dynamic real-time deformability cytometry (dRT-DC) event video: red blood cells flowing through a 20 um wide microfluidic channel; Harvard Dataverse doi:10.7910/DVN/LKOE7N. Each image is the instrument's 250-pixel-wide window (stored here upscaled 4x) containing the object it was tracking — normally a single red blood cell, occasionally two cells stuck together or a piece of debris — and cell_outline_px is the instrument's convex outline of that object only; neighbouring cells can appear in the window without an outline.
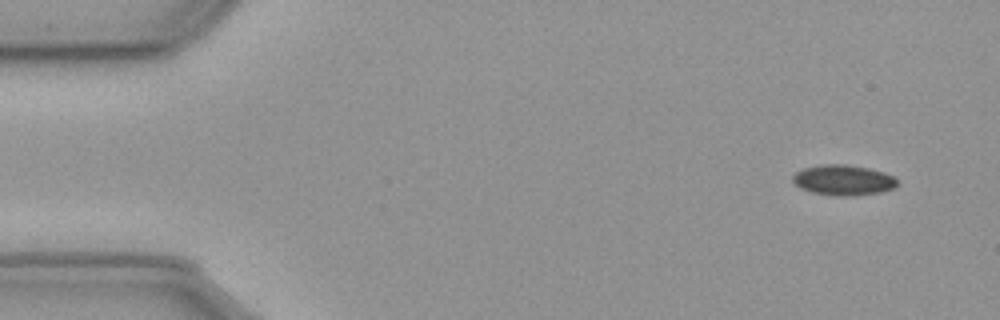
{"species": "common noctule bat (a hibernating species)", "species_latin": "Nyctalus noctula", "temperature_condition": "cold", "stored_images_in_passage": 54, "camera_frame_rate_fps": 3000, "um_per_image_px": 0.085, "animal": {"sex": "male", "body_mass_g": 23.1, "forearm_length_mm": 52.7}, "frame": {"image": 1, "passage_image": 1, "time_ms": 0.0, "image_size_px": [1000, 320], "cell_outline_px": [[896, 188], [880, 192], [852, 196], [840, 196], [812, 192], [800, 188], [792, 184], [792, 176], [796, 172], [804, 168], [820, 164], [844, 164], [868, 168], [884, 172], [892, 176], [896, 180]], "centroid_in_image_um": [71.64, 15.31], "position_along_channel_um": 13.4, "area_um2": 18.55}}
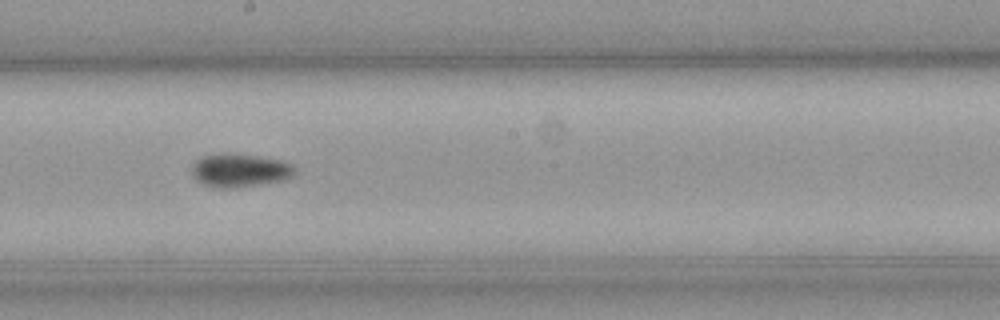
{"frame": {"image": 2, "passage_image": 28, "time_ms": 9.0, "image_size_px": [1000, 320], "cell_outline_px": [[296, 172], [280, 180], [236, 188], [216, 188], [204, 184], [196, 180], [192, 172], [192, 164], [196, 160], [204, 156], [256, 156], [280, 160], [292, 164], [296, 168]], "centroid_in_image_um": [20.37, 14.52], "position_along_channel_um": 227.8, "area_um2": 19.07}}
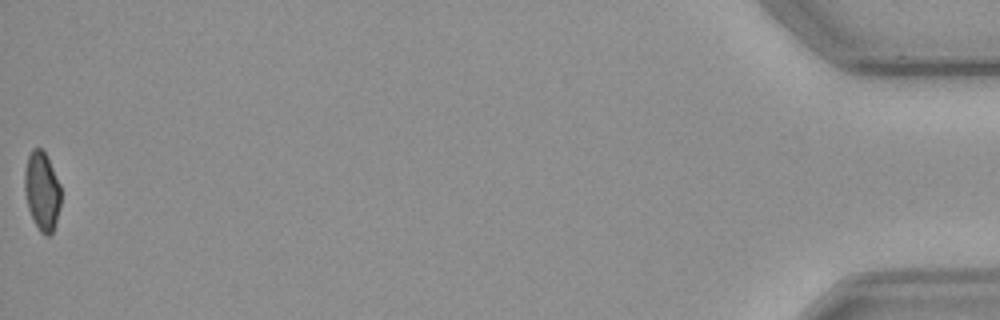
{"frame": {"image": 3, "passage_image": 54, "time_ms": 17.667, "image_size_px": [1000, 320], "cell_outline_px": [[60, 204], [56, 224], [52, 232], [48, 236], [44, 236], [40, 232], [28, 208], [24, 188], [24, 172], [28, 156], [32, 148], [40, 148], [44, 152], [60, 184]], "centroid_in_image_um": [3.56, 16.26], "position_along_channel_um": 431.6, "area_um2": 16.47}}